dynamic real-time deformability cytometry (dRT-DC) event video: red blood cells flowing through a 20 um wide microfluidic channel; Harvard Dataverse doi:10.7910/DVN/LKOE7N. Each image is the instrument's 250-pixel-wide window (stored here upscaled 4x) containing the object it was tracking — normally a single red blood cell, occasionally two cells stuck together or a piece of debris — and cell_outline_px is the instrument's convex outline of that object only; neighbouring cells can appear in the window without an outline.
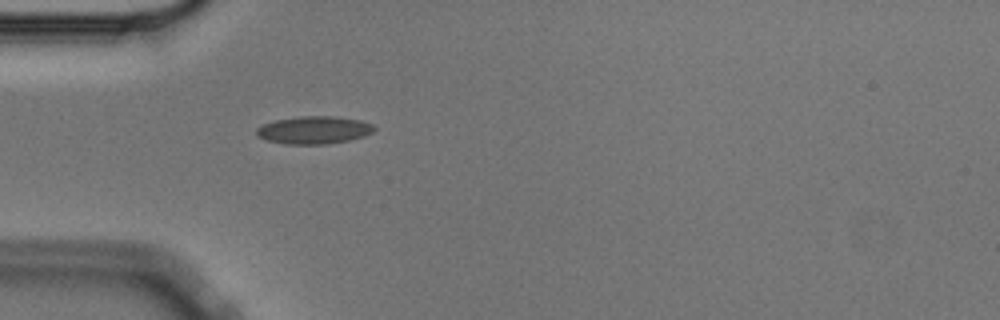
{"species": "Egyptian fruit bat (a non-hibernating species)", "species_latin": "Rousettus aegyptiacus", "temperature_condition": "cold", "stored_images_in_passage": 40, "camera_frame_rate_fps": 3000, "um_per_image_px": 0.085, "animal": {"sex": "male"}, "frame": {"image": 1, "passage_image": 1, "time_ms": 0.0, "image_size_px": [1000, 320], "cell_outline_px": [[376, 128], [372, 132], [364, 136], [348, 140], [324, 144], [284, 144], [268, 140], [256, 136], [256, 128], [264, 124], [276, 120], [300, 116], [332, 116], [360, 120], [372, 124]], "centroid_in_image_um": [26.67, 11.05], "position_along_channel_um": 58.3, "area_um2": 18.84}}
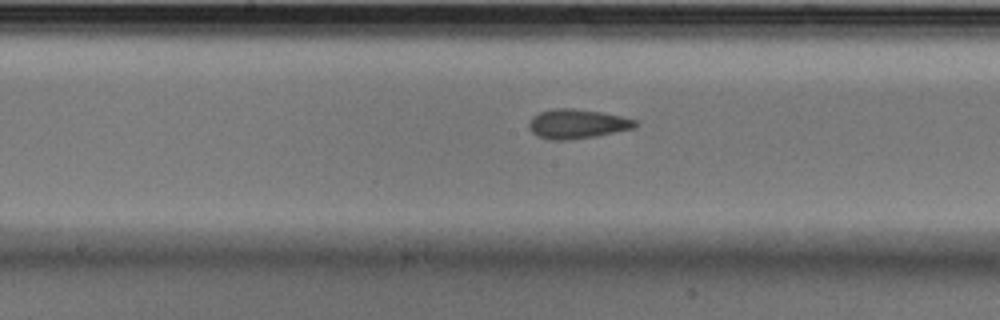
{"frame": {"image": 2, "passage_image": 13, "time_ms": 4.0, "image_size_px": [1000, 320], "cell_outline_px": [[640, 124], [632, 128], [596, 136], [568, 140], [552, 140], [536, 136], [528, 128], [528, 124], [532, 116], [540, 112], [556, 108], [572, 108], [600, 112], [620, 116], [636, 120]], "centroid_in_image_um": [49.02, 10.53], "position_along_channel_um": 199.2, "area_um2": 18.15}}
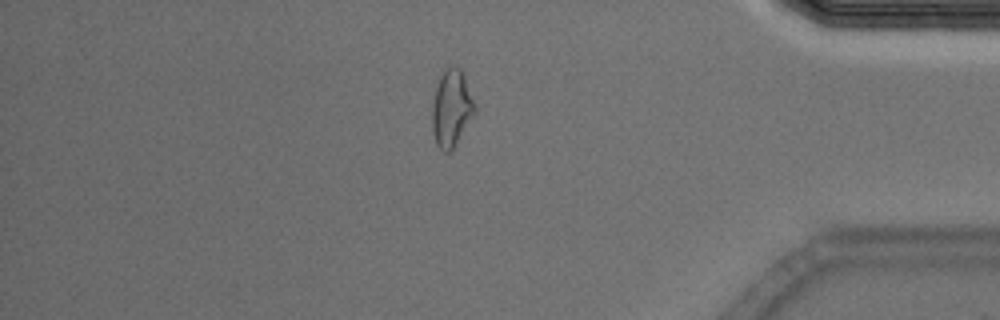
{"frame": {"image": 3, "passage_image": 32, "time_ms": 10.333, "image_size_px": [1000, 320], "cell_outline_px": [[476, 112], [452, 148], [448, 152], [444, 152], [436, 144], [432, 132], [432, 104], [436, 88], [440, 76], [444, 68], [460, 68], [464, 76], [476, 108]], "centroid_in_image_um": [38.36, 9.21], "position_along_channel_um": 396.8, "area_um2": 18.67}, "authors_computed_cell_mechanics": {"area_um2": 17.9469, "velocity_mm_per_s": 3.5923, "shape_relaxation_time_tau1_ms": 7.06, "shape_relaxation_time_tau2_ms": 3.2421, "deformation_change_tau1": 0.1578, "deformation_change_tau2": 0.0932}}